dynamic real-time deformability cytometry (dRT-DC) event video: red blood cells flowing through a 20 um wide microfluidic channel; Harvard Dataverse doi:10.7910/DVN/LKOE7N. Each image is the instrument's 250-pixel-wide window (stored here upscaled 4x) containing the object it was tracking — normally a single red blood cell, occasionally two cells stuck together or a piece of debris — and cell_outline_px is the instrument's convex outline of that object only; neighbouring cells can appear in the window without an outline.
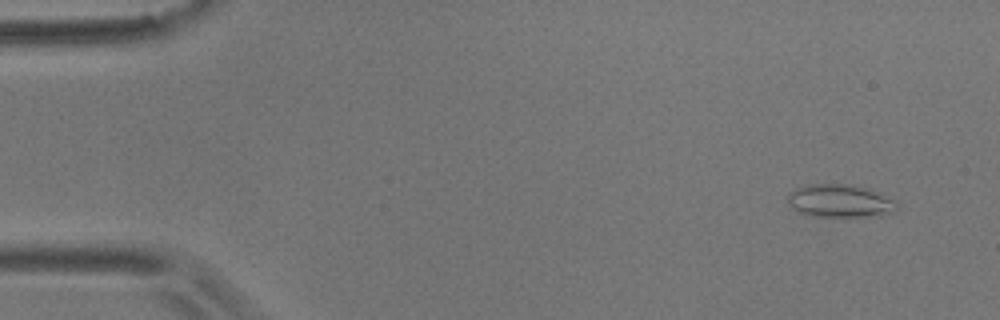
{"species": "common noctule bat (a hibernating species)", "species_latin": "Nyctalus noctula", "temperature_condition": "room temperature", "stored_images_in_passage": 4, "camera_frame_rate_fps": 3000, "um_per_image_px": 0.085, "animal": {"sex": "male", "body_mass_g": 17.9}, "frame": {"image": 1, "passage_image": 1, "time_ms": 0.0, "image_size_px": [1000, 320], "cell_outline_px": [[900, 208], [896, 212], [880, 216], [816, 216], [800, 212], [792, 208], [788, 204], [788, 192], [796, 188], [808, 184], [856, 184], [868, 188], [896, 200]], "centroid_in_image_um": [71.46, 17.07], "position_along_channel_um": 13.5, "area_um2": 21.33}}